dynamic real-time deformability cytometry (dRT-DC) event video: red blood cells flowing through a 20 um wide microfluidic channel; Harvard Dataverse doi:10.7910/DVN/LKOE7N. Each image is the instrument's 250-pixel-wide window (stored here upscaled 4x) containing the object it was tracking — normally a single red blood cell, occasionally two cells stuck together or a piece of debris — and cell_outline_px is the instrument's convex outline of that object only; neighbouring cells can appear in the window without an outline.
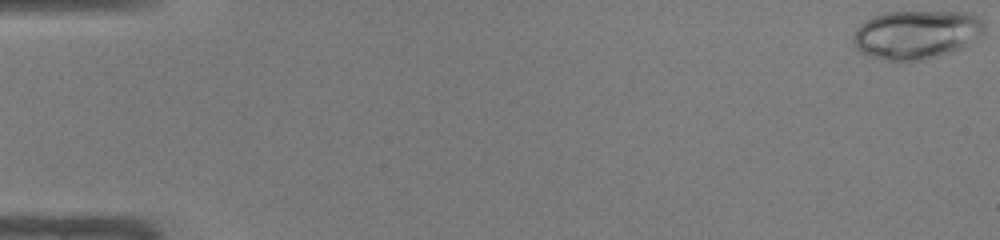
{"species": "common noctule bat (a hibernating species)", "species_latin": "Nyctalus noctula", "temperature_condition": "warm", "stored_images_in_passage": 10, "camera_frame_rate_fps": 3000, "um_per_image_px": 0.085, "animal": {"sex": "male", "body_mass_g": 19.0, "forearm_length_mm": 50.8}, "frame": {"image": 1, "passage_image": 1, "time_ms": 0.0, "image_size_px": [1000, 240], "cell_outline_px": [[984, 32], [980, 36], [968, 44], [952, 52], [920, 60], [888, 60], [872, 56], [856, 48], [852, 40], [856, 28], [864, 20], [872, 16], [884, 12], [968, 12], [980, 16], [984, 20]], "centroid_in_image_um": [77.91, 2.9], "position_along_channel_um": 7.1, "area_um2": 37.17}}